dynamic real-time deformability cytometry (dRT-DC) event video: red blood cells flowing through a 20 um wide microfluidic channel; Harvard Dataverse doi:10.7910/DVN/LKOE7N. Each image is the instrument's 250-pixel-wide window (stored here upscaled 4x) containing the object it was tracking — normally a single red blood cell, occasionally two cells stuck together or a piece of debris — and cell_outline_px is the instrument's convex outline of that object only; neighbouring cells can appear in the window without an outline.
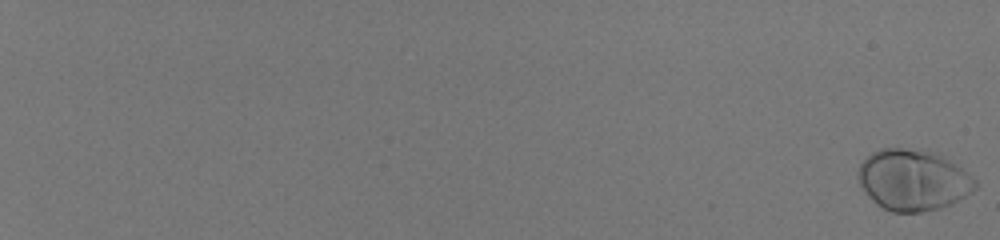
{"species": "human", "species_latin": "Homo sapiens", "temperature_condition": "room temperature", "stored_images_in_passage": 59, "camera_frame_rate_fps": 3000, "um_per_image_px": 0.085, "donor": {"sex": "male"}, "frame": {"image": 1, "passage_image": 1, "time_ms": 0.0, "image_size_px": [1000, 240], "cell_outline_px": [[976, 188], [972, 192], [952, 204], [940, 208], [920, 212], [892, 212], [876, 204], [868, 196], [860, 184], [856, 172], [860, 164], [872, 152], [880, 148], [900, 148], [924, 152], [940, 156], [960, 168], [976, 180]], "centroid_in_image_um": [77.57, 15.33], "position_along_channel_um": 7.4, "area_um2": 40.98}}
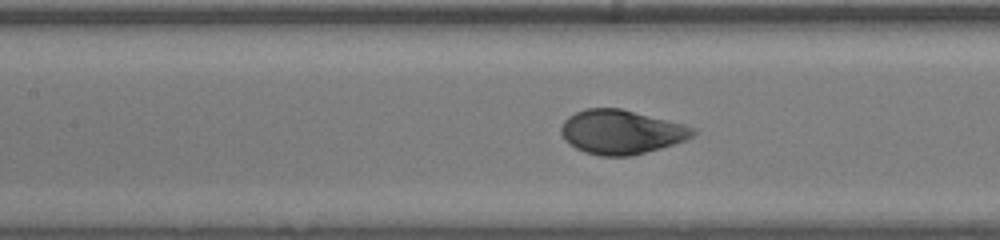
{"frame": {"image": 2, "passage_image": 35, "time_ms": 11.333, "image_size_px": [1000, 240], "cell_outline_px": [[696, 132], [692, 136], [684, 140], [660, 148], [632, 156], [600, 156], [584, 152], [576, 148], [564, 140], [560, 132], [560, 128], [564, 120], [568, 116], [584, 108], [620, 108], [684, 124], [696, 128]], "centroid_in_image_um": [52.77, 11.21], "position_along_channel_um": 154.6, "area_um2": 33.93}}
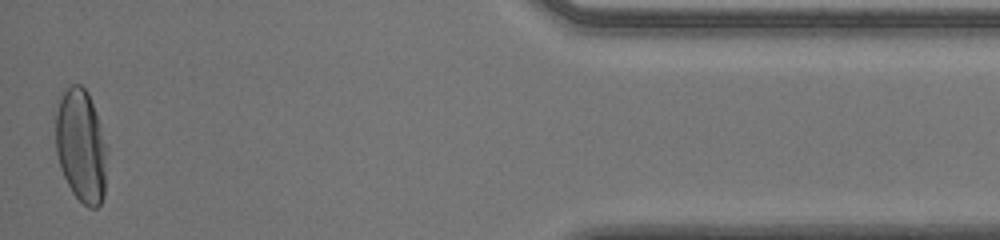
{"frame": {"image": 3, "passage_image": 59, "time_ms": 19.333, "image_size_px": [1000, 240], "cell_outline_px": [[108, 148], [104, 196], [100, 204], [96, 208], [88, 208], [72, 192], [60, 168], [56, 152], [56, 116], [60, 100], [64, 92], [72, 84], [80, 84], [88, 92]], "centroid_in_image_um": [6.91, 12.44], "position_along_channel_um": 428.3, "area_um2": 33.81}, "authors_computed_cell_mechanics": {"area_um2": 35.547, "velocity_mm_per_s": 4.0204, "shape_relaxation_time_tau1_ms": 2.6757, "shape_relaxation_time_tau2_ms": null, "deformation_change_tau1": 0.1757, "deformation_change_tau2": null}}